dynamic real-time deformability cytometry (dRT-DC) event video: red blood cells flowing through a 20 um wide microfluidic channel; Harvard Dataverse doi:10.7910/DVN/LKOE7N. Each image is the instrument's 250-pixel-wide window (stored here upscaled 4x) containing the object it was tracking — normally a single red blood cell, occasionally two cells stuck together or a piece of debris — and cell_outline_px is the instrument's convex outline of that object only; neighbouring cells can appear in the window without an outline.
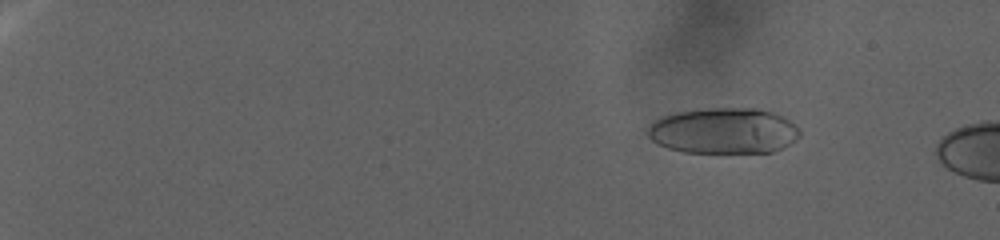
{"species": "human", "species_latin": "Homo sapiens", "temperature_condition": "warm", "stored_images_in_passage": 142, "camera_frame_rate_fps": 3000, "um_per_image_px": 0.085, "donor": {"sex": "female"}, "frame": {"image": 1, "passage_image": 23, "time_ms": 7.333, "image_size_px": [1000, 240], "cell_outline_px": [[800, 136], [796, 140], [784, 148], [772, 152], [684, 152], [668, 148], [656, 144], [644, 132], [656, 120], [664, 116], [676, 112], [700, 108], [760, 108], [784, 116], [796, 124], [800, 128]], "centroid_in_image_um": [61.54, 11.11], "position_along_channel_um": 23.5, "area_um2": 41.1}}
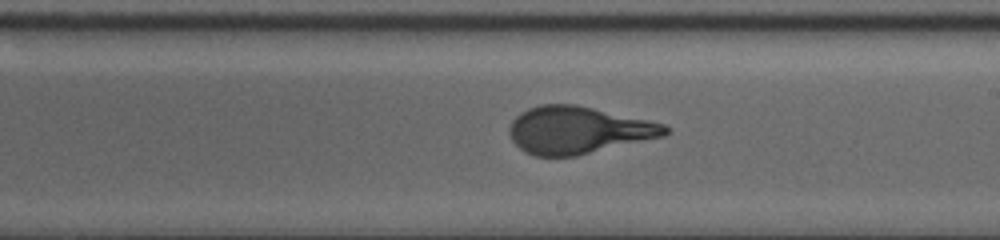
{"frame": {"image": 2, "passage_image": 95, "time_ms": 31.333, "image_size_px": [1000, 240], "cell_outline_px": [[668, 132], [664, 136], [576, 156], [536, 156], [524, 152], [512, 140], [508, 132], [508, 128], [512, 120], [520, 112], [528, 108], [540, 104], [576, 104], [648, 120], [664, 124], [668, 128]], "centroid_in_image_um": [49.1, 11.05], "position_along_channel_um": 239.9, "area_um2": 42.83}}
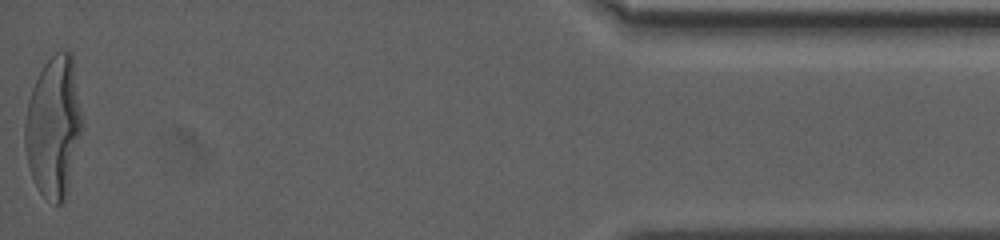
{"frame": {"image": 3, "passage_image": 142, "time_ms": 47.0, "image_size_px": [1000, 240], "cell_outline_px": [[84, 128], [64, 200], [60, 204], [56, 204], [44, 196], [40, 192], [32, 176], [28, 164], [24, 144], [24, 124], [28, 100], [32, 88], [44, 64], [56, 52], [72, 52]], "centroid_in_image_um": [4.57, 10.76], "position_along_channel_um": 430.6, "area_um2": 46.99}}